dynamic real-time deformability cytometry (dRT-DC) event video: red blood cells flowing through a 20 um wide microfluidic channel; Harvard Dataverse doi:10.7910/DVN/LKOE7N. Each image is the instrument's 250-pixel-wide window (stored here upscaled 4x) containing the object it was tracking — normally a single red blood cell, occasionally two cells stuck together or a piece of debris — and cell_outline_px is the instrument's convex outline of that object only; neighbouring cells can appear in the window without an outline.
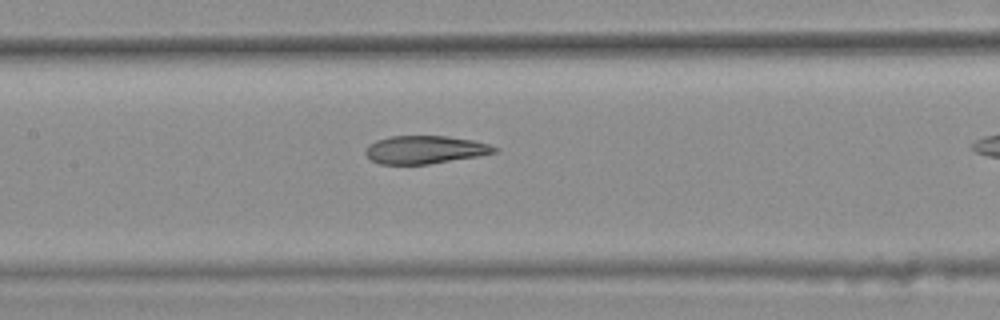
{"species": "common noctule bat (a hibernating species)", "species_latin": "Nyctalus noctula", "temperature_condition": "warm", "stored_images_in_passage": 6, "segment_of_instrument_passage": [2, 2], "camera_frame_rate_fps": 3000, "um_per_image_px": 0.085, "animal": {"sex": "female", "body_mass_g": 25.1}, "frame": {"image": 1, "passage_image": 6, "time_ms": 1.667, "image_size_px": [1000, 320], "cell_outline_px": [[500, 148], [496, 152], [480, 156], [428, 164], [380, 164], [372, 160], [364, 152], [368, 144], [376, 140], [388, 136], [448, 136], [472, 140], [488, 144]], "centroid_in_image_um": [36.12, 12.72], "position_along_channel_um": 171.3, "area_um2": 21.1}}